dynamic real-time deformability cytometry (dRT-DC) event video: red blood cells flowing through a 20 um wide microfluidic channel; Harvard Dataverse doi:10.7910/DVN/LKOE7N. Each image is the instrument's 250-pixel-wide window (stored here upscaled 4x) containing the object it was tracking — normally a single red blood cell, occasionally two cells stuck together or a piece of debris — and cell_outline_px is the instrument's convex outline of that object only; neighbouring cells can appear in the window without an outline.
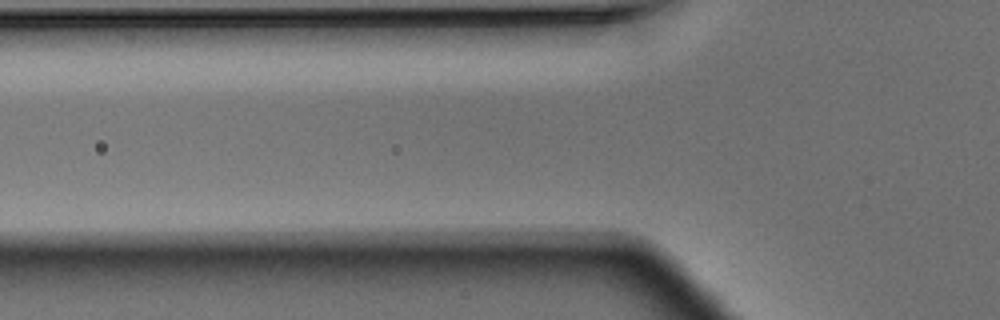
{"species": "Egyptian fruit bat (a non-hibernating species)", "species_latin": "Rousettus aegyptiacus", "temperature_condition": "warm", "stored_images_in_passage": 3, "camera_frame_rate_fps": 3000, "um_per_image_px": 0.085, "animal": {"sex": "male"}, "frame": {"image": 1, "passage_image": 2, "time_ms": 0.333, "image_size_px": [1000, 320], "cell_outline_px": [[792, 268], [756, 276], [736, 276], [728, 224], [740, 220], [780, 252], [792, 264]], "centroid_in_image_um": [64.1, 21.48], "position_along_channel_um": 61.7, "area_um2": 15.26}}